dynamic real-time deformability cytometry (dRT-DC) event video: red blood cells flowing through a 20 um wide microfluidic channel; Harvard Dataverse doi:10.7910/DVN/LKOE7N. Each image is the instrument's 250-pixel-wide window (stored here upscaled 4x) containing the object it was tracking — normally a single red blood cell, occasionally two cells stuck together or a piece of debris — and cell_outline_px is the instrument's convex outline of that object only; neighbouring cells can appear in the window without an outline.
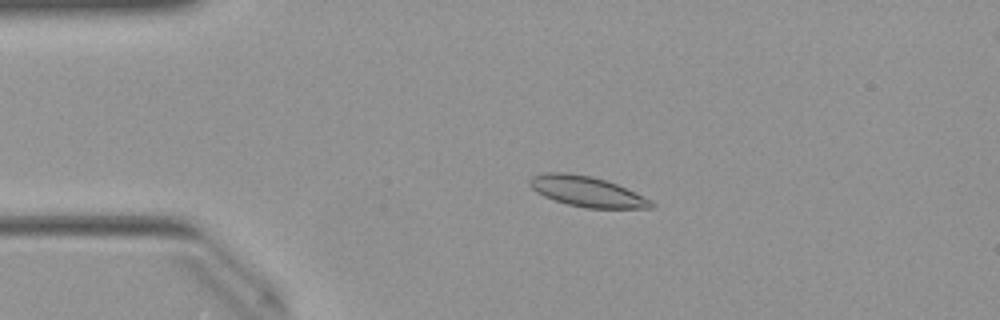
{"species": "Egyptian fruit bat (a non-hibernating species)", "species_latin": "Rousettus aegyptiacus", "temperature_condition": "warm", "stored_images_in_passage": 50, "camera_frame_rate_fps": 3000, "um_per_image_px": 0.085, "animal": {"sex": "female"}, "frame": {"image": 1, "passage_image": 10, "time_ms": 3.0, "image_size_px": [1000, 320], "cell_outline_px": [[656, 204], [652, 208], [584, 208], [568, 204], [544, 196], [536, 192], [528, 184], [528, 180], [532, 176], [544, 172], [568, 172], [592, 176], [616, 184], [636, 192], [652, 200]], "centroid_in_image_um": [49.88, 16.27], "position_along_channel_um": 35.1, "area_um2": 21.62}}
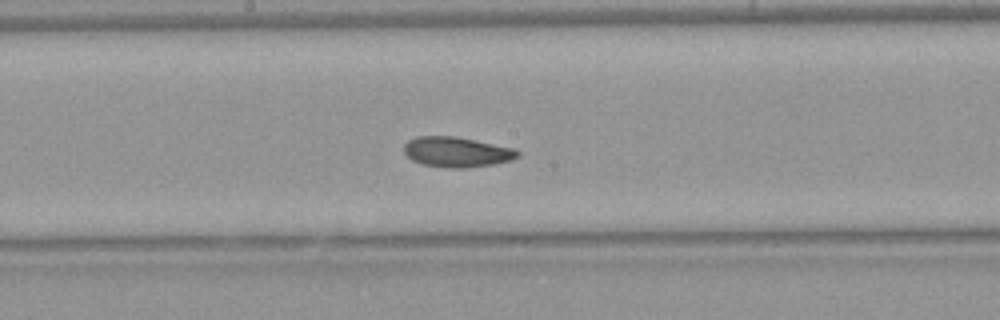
{"frame": {"image": 2, "passage_image": 26, "time_ms": 8.333, "image_size_px": [1000, 320], "cell_outline_px": [[520, 156], [512, 160], [492, 164], [464, 168], [444, 168], [420, 164], [412, 160], [404, 152], [404, 144], [408, 140], [416, 136], [452, 136], [516, 148], [520, 152]], "centroid_in_image_um": [38.82, 12.92], "position_along_channel_um": 209.4, "area_um2": 20.11}}
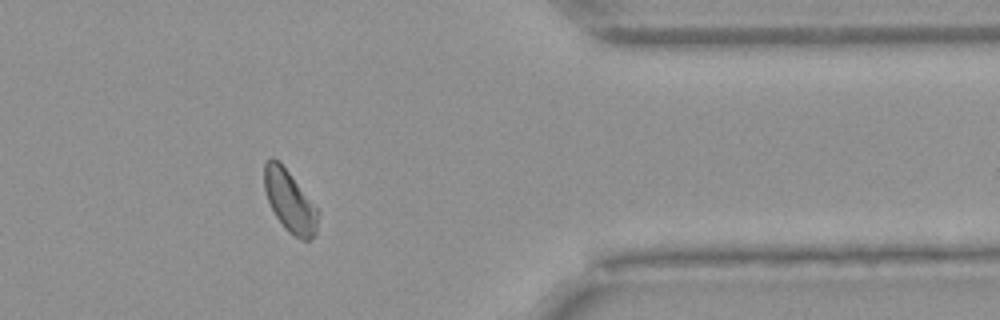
{"frame": {"image": 3, "passage_image": 41, "time_ms": 13.333, "image_size_px": [1000, 320], "cell_outline_px": [[320, 212], [316, 236], [308, 240], [300, 240], [288, 232], [284, 228], [276, 216], [268, 200], [264, 188], [264, 164], [272, 156], [280, 160]], "centroid_in_image_um": [24.65, 17.11], "position_along_channel_um": 386.8, "area_um2": 19.54}, "authors_computed_cell_mechanics": {"area_um2": 20.1433, "velocity_mm_per_s": 3.9632, "shape_relaxation_time_tau1_ms": 7.6865, "shape_relaxation_time_tau2_ms": 2.7032, "deformation_change_tau1": 0.1395, "deformation_change_tau2": 0.0728}}